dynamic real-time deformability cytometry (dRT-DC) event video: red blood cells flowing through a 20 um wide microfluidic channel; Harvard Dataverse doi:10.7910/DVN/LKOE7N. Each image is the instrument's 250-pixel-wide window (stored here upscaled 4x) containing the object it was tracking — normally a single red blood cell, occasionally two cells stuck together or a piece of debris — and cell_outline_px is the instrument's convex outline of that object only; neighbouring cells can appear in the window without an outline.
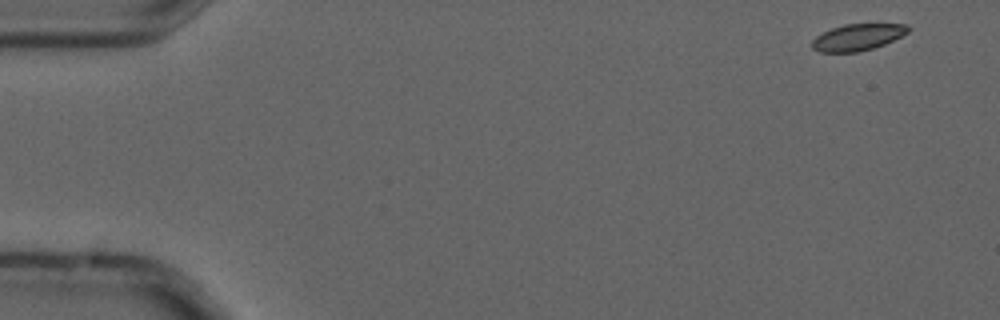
{"species": "common noctule bat (a hibernating species)", "species_latin": "Nyctalus noctula", "temperature_condition": "cold", "stored_images_in_passage": 5, "camera_frame_rate_fps": 3000, "um_per_image_px": 0.085, "animal": {"sex": "male", "forearm_length_mm": 52.5}, "frame": {"image": 1, "passage_image": 1, "time_ms": 0.0, "image_size_px": [1000, 320], "cell_outline_px": [[912, 28], [908, 32], [884, 44], [860, 52], [820, 52], [812, 48], [812, 40], [816, 36], [832, 28], [844, 24], [908, 24]], "centroid_in_image_um": [72.9, 3.16], "position_along_channel_um": 12.1, "area_um2": 14.8}}